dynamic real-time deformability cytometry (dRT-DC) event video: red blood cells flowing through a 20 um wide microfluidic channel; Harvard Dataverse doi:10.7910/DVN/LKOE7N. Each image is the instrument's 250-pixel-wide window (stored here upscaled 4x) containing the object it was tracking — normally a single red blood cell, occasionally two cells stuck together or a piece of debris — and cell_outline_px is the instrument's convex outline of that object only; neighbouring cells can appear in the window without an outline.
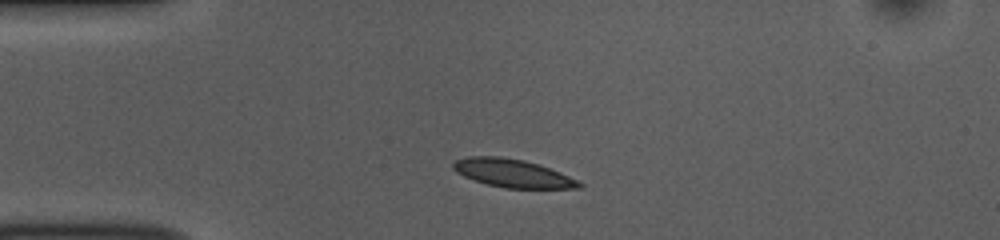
{"species": "common noctule bat (a hibernating species)", "species_latin": "Nyctalus noctula", "temperature_condition": "room temperature", "stored_images_in_passage": 41, "camera_frame_rate_fps": 3000, "um_per_image_px": 0.085, "animal": {"sex": "female", "body_mass_g": 10.0, "forearm_length_mm": 53.1}, "frame": {"image": 1, "passage_image": 1, "time_ms": 0.0, "image_size_px": [1000, 240], "cell_outline_px": [[584, 184], [580, 188], [504, 188], [488, 184], [464, 176], [456, 172], [452, 168], [452, 164], [456, 160], [468, 156], [500, 156], [524, 160], [560, 172]], "centroid_in_image_um": [43.54, 14.72], "position_along_channel_um": 41.5, "area_um2": 20.4}}
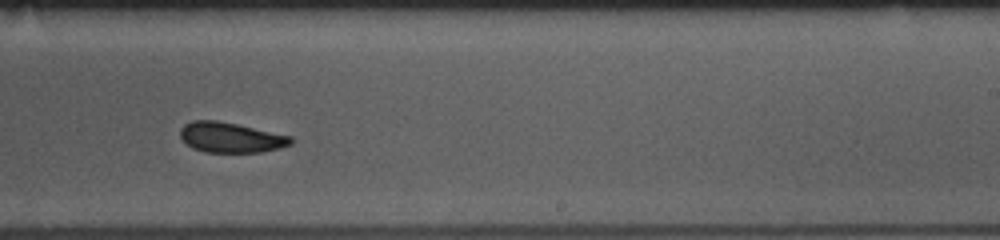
{"frame": {"image": 2, "passage_image": 21, "time_ms": 6.667, "image_size_px": [1000, 240], "cell_outline_px": [[292, 144], [280, 148], [260, 152], [204, 152], [192, 148], [180, 136], [180, 128], [184, 124], [192, 120], [216, 120], [236, 124], [292, 136]], "centroid_in_image_um": [19.6, 11.68], "position_along_channel_um": 269.4, "area_um2": 19.42}}
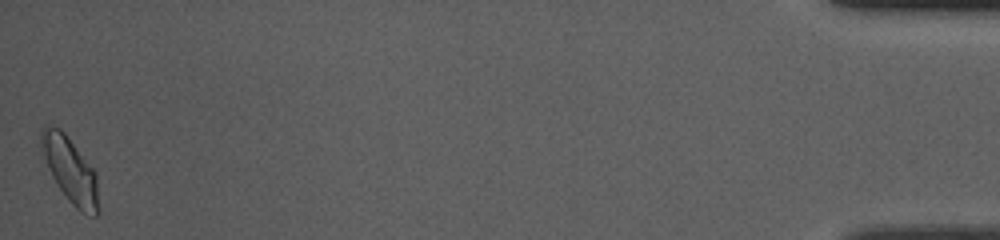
{"frame": {"image": 3, "passage_image": 41, "time_ms": 13.333, "image_size_px": [1000, 240], "cell_outline_px": [[100, 212], [96, 216], [92, 216], [80, 212], [68, 200], [56, 184], [40, 160], [40, 132], [44, 124], [52, 124], [60, 128], [64, 132], [96, 172], [100, 208]], "centroid_in_image_um": [5.91, 14.44], "position_along_channel_um": 429.3, "area_um2": 22.83}, "authors_computed_cell_mechanics": {"area_um2": 20.1144, "velocity_mm_per_s": 3.7844, "shape_relaxation_time_tau1_ms": 1.9278, "shape_relaxation_time_tau2_ms": 2.4718, "deformation_change_tau1": 0.108, "deformation_change_tau2": 0.0884}}